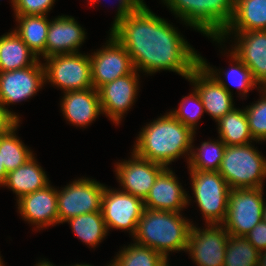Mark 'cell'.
<instances>
[{"mask_svg": "<svg viewBox=\"0 0 266 266\" xmlns=\"http://www.w3.org/2000/svg\"><path fill=\"white\" fill-rule=\"evenodd\" d=\"M110 33L125 47L137 71L169 70L187 79L199 64L197 51L147 5L125 17Z\"/></svg>", "mask_w": 266, "mask_h": 266, "instance_id": "6da1fadb", "label": "cell"}, {"mask_svg": "<svg viewBox=\"0 0 266 266\" xmlns=\"http://www.w3.org/2000/svg\"><path fill=\"white\" fill-rule=\"evenodd\" d=\"M195 132L170 113L147 124L137 137L133 151L140 157L167 167L191 152Z\"/></svg>", "mask_w": 266, "mask_h": 266, "instance_id": "7a4b0ae2", "label": "cell"}, {"mask_svg": "<svg viewBox=\"0 0 266 266\" xmlns=\"http://www.w3.org/2000/svg\"><path fill=\"white\" fill-rule=\"evenodd\" d=\"M191 226L180 212L144 208L133 238L135 243L156 250L168 260L170 251H186Z\"/></svg>", "mask_w": 266, "mask_h": 266, "instance_id": "3957f363", "label": "cell"}, {"mask_svg": "<svg viewBox=\"0 0 266 266\" xmlns=\"http://www.w3.org/2000/svg\"><path fill=\"white\" fill-rule=\"evenodd\" d=\"M185 24L218 39L231 22L235 0H163Z\"/></svg>", "mask_w": 266, "mask_h": 266, "instance_id": "277c9868", "label": "cell"}, {"mask_svg": "<svg viewBox=\"0 0 266 266\" xmlns=\"http://www.w3.org/2000/svg\"><path fill=\"white\" fill-rule=\"evenodd\" d=\"M218 172L230 189L263 188L266 159L251 143L226 145Z\"/></svg>", "mask_w": 266, "mask_h": 266, "instance_id": "5b68a950", "label": "cell"}, {"mask_svg": "<svg viewBox=\"0 0 266 266\" xmlns=\"http://www.w3.org/2000/svg\"><path fill=\"white\" fill-rule=\"evenodd\" d=\"M192 190L207 224H222L227 215L230 187L218 171L189 170Z\"/></svg>", "mask_w": 266, "mask_h": 266, "instance_id": "8992f818", "label": "cell"}, {"mask_svg": "<svg viewBox=\"0 0 266 266\" xmlns=\"http://www.w3.org/2000/svg\"><path fill=\"white\" fill-rule=\"evenodd\" d=\"M263 188L231 189L222 223L229 235L246 236L263 217Z\"/></svg>", "mask_w": 266, "mask_h": 266, "instance_id": "52a82bcc", "label": "cell"}, {"mask_svg": "<svg viewBox=\"0 0 266 266\" xmlns=\"http://www.w3.org/2000/svg\"><path fill=\"white\" fill-rule=\"evenodd\" d=\"M45 82L60 87L64 92L93 88L89 55L68 53L45 58Z\"/></svg>", "mask_w": 266, "mask_h": 266, "instance_id": "ba28073f", "label": "cell"}, {"mask_svg": "<svg viewBox=\"0 0 266 266\" xmlns=\"http://www.w3.org/2000/svg\"><path fill=\"white\" fill-rule=\"evenodd\" d=\"M218 75L217 70L208 66L199 55V64L187 77L199 93L205 112L215 121L234 109L233 94L230 92L228 84Z\"/></svg>", "mask_w": 266, "mask_h": 266, "instance_id": "9c48e42d", "label": "cell"}, {"mask_svg": "<svg viewBox=\"0 0 266 266\" xmlns=\"http://www.w3.org/2000/svg\"><path fill=\"white\" fill-rule=\"evenodd\" d=\"M105 185L94 179H78L57 190L58 223L69 218L101 211Z\"/></svg>", "mask_w": 266, "mask_h": 266, "instance_id": "30bf717a", "label": "cell"}, {"mask_svg": "<svg viewBox=\"0 0 266 266\" xmlns=\"http://www.w3.org/2000/svg\"><path fill=\"white\" fill-rule=\"evenodd\" d=\"M143 210L144 201L141 198L105 186L101 213L107 231L110 228L129 230L134 236Z\"/></svg>", "mask_w": 266, "mask_h": 266, "instance_id": "8fae6325", "label": "cell"}, {"mask_svg": "<svg viewBox=\"0 0 266 266\" xmlns=\"http://www.w3.org/2000/svg\"><path fill=\"white\" fill-rule=\"evenodd\" d=\"M228 236L222 224H208L202 230L192 224L186 251L197 266H223Z\"/></svg>", "mask_w": 266, "mask_h": 266, "instance_id": "7c38bea8", "label": "cell"}, {"mask_svg": "<svg viewBox=\"0 0 266 266\" xmlns=\"http://www.w3.org/2000/svg\"><path fill=\"white\" fill-rule=\"evenodd\" d=\"M107 41L104 48L90 56L92 85L96 90L135 70L125 47L111 33Z\"/></svg>", "mask_w": 266, "mask_h": 266, "instance_id": "4fadbf2b", "label": "cell"}, {"mask_svg": "<svg viewBox=\"0 0 266 266\" xmlns=\"http://www.w3.org/2000/svg\"><path fill=\"white\" fill-rule=\"evenodd\" d=\"M45 84L43 63L13 71L0 72V104H14L31 98Z\"/></svg>", "mask_w": 266, "mask_h": 266, "instance_id": "5bb4252c", "label": "cell"}, {"mask_svg": "<svg viewBox=\"0 0 266 266\" xmlns=\"http://www.w3.org/2000/svg\"><path fill=\"white\" fill-rule=\"evenodd\" d=\"M132 159L115 164L117 179L123 187V192L141 198L143 201L148 196L158 175L165 166L151 162L132 152Z\"/></svg>", "mask_w": 266, "mask_h": 266, "instance_id": "9a60e30c", "label": "cell"}, {"mask_svg": "<svg viewBox=\"0 0 266 266\" xmlns=\"http://www.w3.org/2000/svg\"><path fill=\"white\" fill-rule=\"evenodd\" d=\"M138 76L135 69L132 73L106 83L98 89L102 114L107 115L117 125L135 102L139 90Z\"/></svg>", "mask_w": 266, "mask_h": 266, "instance_id": "2e32d148", "label": "cell"}, {"mask_svg": "<svg viewBox=\"0 0 266 266\" xmlns=\"http://www.w3.org/2000/svg\"><path fill=\"white\" fill-rule=\"evenodd\" d=\"M234 33L238 41L232 52L250 69L257 85H262L258 88H266V30Z\"/></svg>", "mask_w": 266, "mask_h": 266, "instance_id": "e0dca14e", "label": "cell"}, {"mask_svg": "<svg viewBox=\"0 0 266 266\" xmlns=\"http://www.w3.org/2000/svg\"><path fill=\"white\" fill-rule=\"evenodd\" d=\"M19 213L25 221L46 228L58 224L57 189L50 184L17 200Z\"/></svg>", "mask_w": 266, "mask_h": 266, "instance_id": "ac0fdd59", "label": "cell"}, {"mask_svg": "<svg viewBox=\"0 0 266 266\" xmlns=\"http://www.w3.org/2000/svg\"><path fill=\"white\" fill-rule=\"evenodd\" d=\"M179 185L175 174L166 167L157 177L148 196L144 200V208L152 210L180 212L189 205V197Z\"/></svg>", "mask_w": 266, "mask_h": 266, "instance_id": "d6986e66", "label": "cell"}, {"mask_svg": "<svg viewBox=\"0 0 266 266\" xmlns=\"http://www.w3.org/2000/svg\"><path fill=\"white\" fill-rule=\"evenodd\" d=\"M84 29L71 16H58L50 21L47 33L45 58L77 53L85 40Z\"/></svg>", "mask_w": 266, "mask_h": 266, "instance_id": "ffe728a7", "label": "cell"}, {"mask_svg": "<svg viewBox=\"0 0 266 266\" xmlns=\"http://www.w3.org/2000/svg\"><path fill=\"white\" fill-rule=\"evenodd\" d=\"M61 109L71 124L85 127L102 113L98 90L89 88L64 92Z\"/></svg>", "mask_w": 266, "mask_h": 266, "instance_id": "44dd1931", "label": "cell"}, {"mask_svg": "<svg viewBox=\"0 0 266 266\" xmlns=\"http://www.w3.org/2000/svg\"><path fill=\"white\" fill-rule=\"evenodd\" d=\"M266 30V0H235L234 13L218 43L234 32ZM231 32V33H230Z\"/></svg>", "mask_w": 266, "mask_h": 266, "instance_id": "7402d4cb", "label": "cell"}, {"mask_svg": "<svg viewBox=\"0 0 266 266\" xmlns=\"http://www.w3.org/2000/svg\"><path fill=\"white\" fill-rule=\"evenodd\" d=\"M49 185V179L43 168L37 164L35 157L30 158L22 166L7 173L1 186L11 189L18 199Z\"/></svg>", "mask_w": 266, "mask_h": 266, "instance_id": "603a6c76", "label": "cell"}, {"mask_svg": "<svg viewBox=\"0 0 266 266\" xmlns=\"http://www.w3.org/2000/svg\"><path fill=\"white\" fill-rule=\"evenodd\" d=\"M38 60L14 30L0 37V72L30 67Z\"/></svg>", "mask_w": 266, "mask_h": 266, "instance_id": "cb8c5ba5", "label": "cell"}, {"mask_svg": "<svg viewBox=\"0 0 266 266\" xmlns=\"http://www.w3.org/2000/svg\"><path fill=\"white\" fill-rule=\"evenodd\" d=\"M47 15H17L18 29L14 32L22 39L28 48L37 55L45 58L47 33L50 21Z\"/></svg>", "mask_w": 266, "mask_h": 266, "instance_id": "d4e9b609", "label": "cell"}, {"mask_svg": "<svg viewBox=\"0 0 266 266\" xmlns=\"http://www.w3.org/2000/svg\"><path fill=\"white\" fill-rule=\"evenodd\" d=\"M219 138L226 145H245L254 140L248 124L245 109L234 108L218 121ZM251 140V141H250Z\"/></svg>", "mask_w": 266, "mask_h": 266, "instance_id": "484cf974", "label": "cell"}, {"mask_svg": "<svg viewBox=\"0 0 266 266\" xmlns=\"http://www.w3.org/2000/svg\"><path fill=\"white\" fill-rule=\"evenodd\" d=\"M65 222L70 224L75 236L92 248H95L108 233L101 211L81 214Z\"/></svg>", "mask_w": 266, "mask_h": 266, "instance_id": "4316f807", "label": "cell"}, {"mask_svg": "<svg viewBox=\"0 0 266 266\" xmlns=\"http://www.w3.org/2000/svg\"><path fill=\"white\" fill-rule=\"evenodd\" d=\"M226 144L219 141L202 142L197 152L191 149L188 154V168L194 171H218L224 156Z\"/></svg>", "mask_w": 266, "mask_h": 266, "instance_id": "83f0119b", "label": "cell"}, {"mask_svg": "<svg viewBox=\"0 0 266 266\" xmlns=\"http://www.w3.org/2000/svg\"><path fill=\"white\" fill-rule=\"evenodd\" d=\"M116 256L112 266H169L156 250L137 243L124 247Z\"/></svg>", "mask_w": 266, "mask_h": 266, "instance_id": "f1b7e54d", "label": "cell"}, {"mask_svg": "<svg viewBox=\"0 0 266 266\" xmlns=\"http://www.w3.org/2000/svg\"><path fill=\"white\" fill-rule=\"evenodd\" d=\"M17 128L18 125L7 135L0 137L1 159L7 173L22 166L34 156L33 152L16 136Z\"/></svg>", "mask_w": 266, "mask_h": 266, "instance_id": "f546056e", "label": "cell"}, {"mask_svg": "<svg viewBox=\"0 0 266 266\" xmlns=\"http://www.w3.org/2000/svg\"><path fill=\"white\" fill-rule=\"evenodd\" d=\"M223 266H258L259 251L244 236H228Z\"/></svg>", "mask_w": 266, "mask_h": 266, "instance_id": "4dcf8cb0", "label": "cell"}, {"mask_svg": "<svg viewBox=\"0 0 266 266\" xmlns=\"http://www.w3.org/2000/svg\"><path fill=\"white\" fill-rule=\"evenodd\" d=\"M191 103L193 107L191 110L188 107ZM189 108V109H187ZM204 106L201 100L199 93L194 88L193 93L187 97L183 96V99L180 102L179 108L169 113L179 120L185 126L190 127L194 132L196 130L197 122L201 118V115L204 113Z\"/></svg>", "mask_w": 266, "mask_h": 266, "instance_id": "1f68e13d", "label": "cell"}, {"mask_svg": "<svg viewBox=\"0 0 266 266\" xmlns=\"http://www.w3.org/2000/svg\"><path fill=\"white\" fill-rule=\"evenodd\" d=\"M259 90H263V97L257 103L246 107L245 113L254 140L266 141V88Z\"/></svg>", "mask_w": 266, "mask_h": 266, "instance_id": "d6a6232c", "label": "cell"}, {"mask_svg": "<svg viewBox=\"0 0 266 266\" xmlns=\"http://www.w3.org/2000/svg\"><path fill=\"white\" fill-rule=\"evenodd\" d=\"M232 60L236 63L231 69L225 72V77L228 82L235 86L237 90L242 92V97L245 96L252 88L257 86L253 79L250 69L233 53H230Z\"/></svg>", "mask_w": 266, "mask_h": 266, "instance_id": "836d02e7", "label": "cell"}, {"mask_svg": "<svg viewBox=\"0 0 266 266\" xmlns=\"http://www.w3.org/2000/svg\"><path fill=\"white\" fill-rule=\"evenodd\" d=\"M55 0H15V15H47Z\"/></svg>", "mask_w": 266, "mask_h": 266, "instance_id": "e575fe53", "label": "cell"}, {"mask_svg": "<svg viewBox=\"0 0 266 266\" xmlns=\"http://www.w3.org/2000/svg\"><path fill=\"white\" fill-rule=\"evenodd\" d=\"M89 2H90V5H92L93 3H96V2L98 3L99 0H89ZM145 5L146 4L143 2V0H119L118 11H117L111 30L116 25H118L129 14L141 9Z\"/></svg>", "mask_w": 266, "mask_h": 266, "instance_id": "d590c367", "label": "cell"}, {"mask_svg": "<svg viewBox=\"0 0 266 266\" xmlns=\"http://www.w3.org/2000/svg\"><path fill=\"white\" fill-rule=\"evenodd\" d=\"M259 252L266 250V223L262 220L244 236Z\"/></svg>", "mask_w": 266, "mask_h": 266, "instance_id": "8d00e7d4", "label": "cell"}, {"mask_svg": "<svg viewBox=\"0 0 266 266\" xmlns=\"http://www.w3.org/2000/svg\"><path fill=\"white\" fill-rule=\"evenodd\" d=\"M19 115L5 109L0 104V137L7 135L13 128L19 125Z\"/></svg>", "mask_w": 266, "mask_h": 266, "instance_id": "74e56055", "label": "cell"}, {"mask_svg": "<svg viewBox=\"0 0 266 266\" xmlns=\"http://www.w3.org/2000/svg\"><path fill=\"white\" fill-rule=\"evenodd\" d=\"M6 176H7V172H6L4 164L2 163L1 153H0V186L4 183Z\"/></svg>", "mask_w": 266, "mask_h": 266, "instance_id": "f35d334b", "label": "cell"}, {"mask_svg": "<svg viewBox=\"0 0 266 266\" xmlns=\"http://www.w3.org/2000/svg\"><path fill=\"white\" fill-rule=\"evenodd\" d=\"M36 266H54V265L51 264V262H49V261L42 260V262L40 261V263H37Z\"/></svg>", "mask_w": 266, "mask_h": 266, "instance_id": "ab89813d", "label": "cell"}, {"mask_svg": "<svg viewBox=\"0 0 266 266\" xmlns=\"http://www.w3.org/2000/svg\"><path fill=\"white\" fill-rule=\"evenodd\" d=\"M262 220L266 223V202H264L263 217Z\"/></svg>", "mask_w": 266, "mask_h": 266, "instance_id": "60d3db41", "label": "cell"}, {"mask_svg": "<svg viewBox=\"0 0 266 266\" xmlns=\"http://www.w3.org/2000/svg\"><path fill=\"white\" fill-rule=\"evenodd\" d=\"M71 266H92L89 264H75V265H71ZM108 266H112V264L110 263Z\"/></svg>", "mask_w": 266, "mask_h": 266, "instance_id": "b9f144b4", "label": "cell"}, {"mask_svg": "<svg viewBox=\"0 0 266 266\" xmlns=\"http://www.w3.org/2000/svg\"><path fill=\"white\" fill-rule=\"evenodd\" d=\"M11 3H12V5H13V7H14V4H15V0H11Z\"/></svg>", "mask_w": 266, "mask_h": 266, "instance_id": "7bdbcfd3", "label": "cell"}]
</instances>
